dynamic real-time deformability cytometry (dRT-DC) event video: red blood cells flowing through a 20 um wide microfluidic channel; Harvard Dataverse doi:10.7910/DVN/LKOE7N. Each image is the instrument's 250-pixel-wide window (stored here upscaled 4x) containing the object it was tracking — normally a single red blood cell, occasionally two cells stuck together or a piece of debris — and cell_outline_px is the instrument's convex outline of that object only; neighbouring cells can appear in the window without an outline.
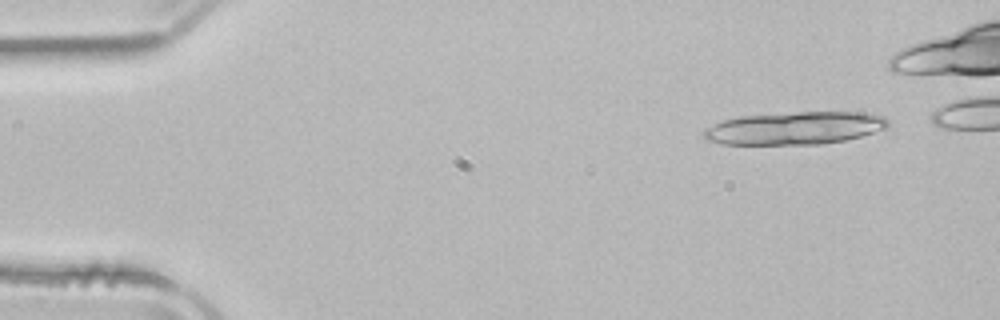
{"species": "common noctule bat (a hibernating species)", "species_latin": "Nyctalus noctula", "temperature_condition": "room temperature", "stored_images_in_passage": 21, "camera_frame_rate_fps": 3000, "um_per_image_px": 0.085, "animal": {"sex": "male", "body_mass_g": 21.5, "forearm_length_mm": 52.0}, "frame": {"image": 1, "passage_image": 4, "time_ms": 1.0, "image_size_px": [1000, 320], "cell_outline_px": [[888, 128], [860, 136], [844, 140], [820, 144], [724, 144], [704, 140], [704, 128], [724, 120], [740, 116], [796, 112], [864, 112], [884, 116], [888, 120]], "centroid_in_image_um": [67.56, 10.89], "position_along_channel_um": 17.4, "area_um2": 35.08}}